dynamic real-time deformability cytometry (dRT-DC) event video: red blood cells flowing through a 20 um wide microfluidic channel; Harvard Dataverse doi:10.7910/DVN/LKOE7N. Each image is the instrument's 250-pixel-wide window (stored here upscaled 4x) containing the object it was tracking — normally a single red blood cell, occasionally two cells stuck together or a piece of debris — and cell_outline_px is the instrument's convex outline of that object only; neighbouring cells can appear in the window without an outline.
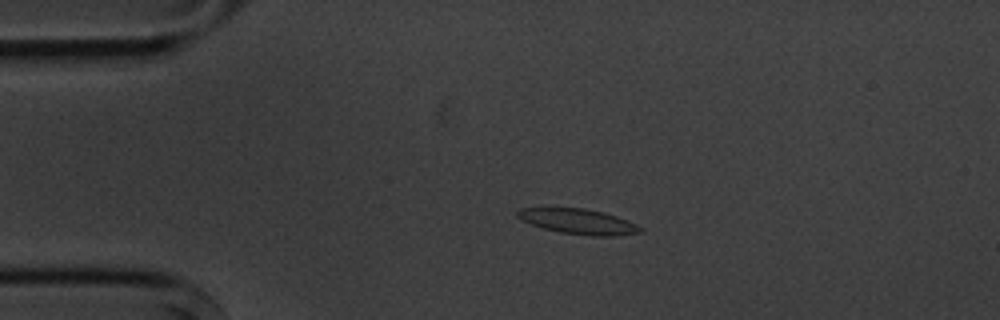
{"species": "common noctule bat (a hibernating species)", "species_latin": "Nyctalus noctula", "temperature_condition": "cold", "stored_images_in_passage": 4, "camera_frame_rate_fps": 3000, "um_per_image_px": 0.085, "animal": {"sex": "male", "body_mass_g": 20.1, "forearm_length_mm": 53.5}, "frame": {"image": 1, "passage_image": 3, "time_ms": 2.333, "image_size_px": [1000, 320], "cell_outline_px": [[640, 232], [616, 236], [592, 236], [560, 232], [544, 228], [520, 220], [516, 216], [516, 212], [520, 208], [584, 208], [604, 212], [628, 220], [636, 224], [640, 228]], "centroid_in_image_um": [49.13, 18.82], "position_along_channel_um": 35.9, "area_um2": 17.92}}